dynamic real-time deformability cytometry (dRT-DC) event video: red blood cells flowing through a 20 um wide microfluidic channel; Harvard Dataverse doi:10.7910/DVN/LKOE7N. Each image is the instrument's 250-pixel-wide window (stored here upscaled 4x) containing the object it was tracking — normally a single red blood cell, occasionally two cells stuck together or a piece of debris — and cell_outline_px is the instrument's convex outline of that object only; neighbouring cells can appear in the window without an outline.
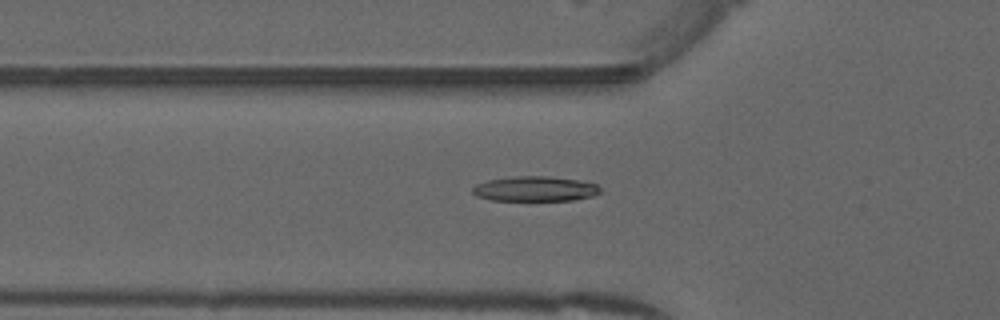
{"species": "common noctule bat (a hibernating species)", "species_latin": "Nyctalus noctula", "temperature_condition": "warm", "stored_images_in_passage": 42, "camera_frame_rate_fps": 3000, "um_per_image_px": 0.085, "animal": {"sex": "male", "forearm_length_mm": 52.5}, "frame": {"image": 1, "passage_image": 8, "time_ms": 2.333, "image_size_px": [1000, 320], "cell_outline_px": [[604, 192], [592, 196], [576, 200], [492, 200], [476, 196], [472, 192], [472, 188], [476, 184], [488, 180], [512, 176], [548, 176], [576, 180], [596, 184]], "centroid_in_image_um": [45.49, 16.05], "position_along_channel_um": 80.3, "area_um2": 18.61}}
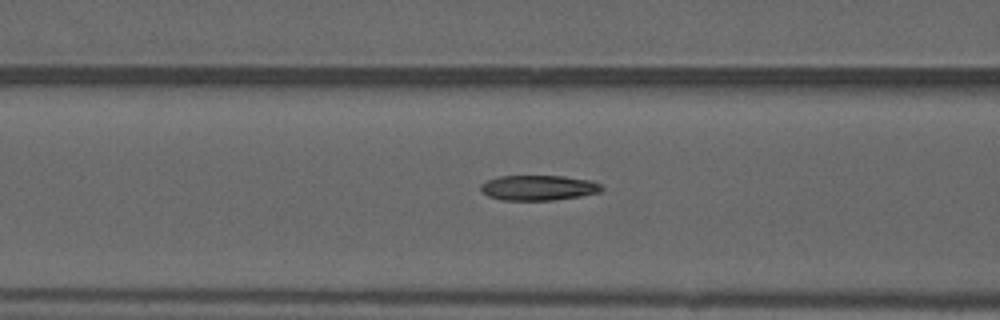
{"frame": {"image": 2, "passage_image": 11, "time_ms": 3.333, "image_size_px": [1000, 320], "cell_outline_px": [[604, 188], [600, 192], [580, 196], [552, 200], [500, 200], [488, 196], [480, 188], [480, 184], [496, 176], [564, 176], [596, 180]], "centroid_in_image_um": [45.8, 15.95], "position_along_channel_um": 120.8, "area_um2": 17.92}}
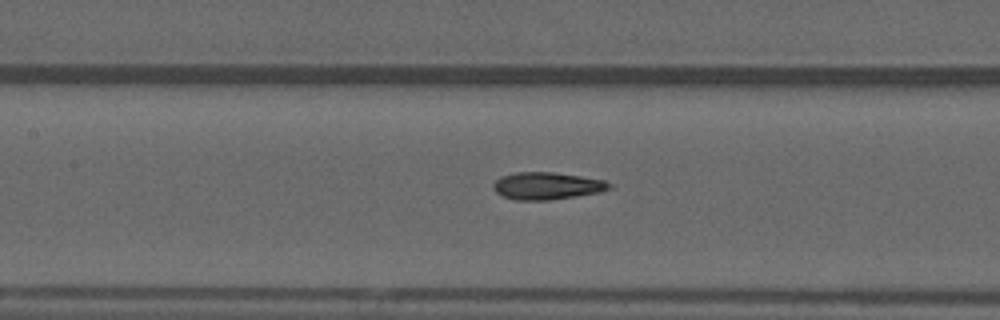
{"frame": {"image": 3, "passage_image": 14, "time_ms": 4.333, "image_size_px": [1000, 320], "cell_outline_px": [[616, 184], [612, 188], [600, 192], [576, 196], [548, 200], [516, 200], [504, 196], [496, 192], [492, 188], [492, 184], [500, 176], [516, 172], [552, 172], [580, 176], [604, 180]], "centroid_in_image_um": [46.51, 15.79], "position_along_channel_um": 160.9, "area_um2": 18.55}, "authors_computed_cell_mechanics": {"area_um2": 18.0625, "velocity_mm_per_s": 3.9923, "shape_relaxation_time_tau1_ms": null, "shape_relaxation_time_tau2_ms": 1.8434, "deformation_change_tau1": null, "deformation_change_tau2": 0.0828}}